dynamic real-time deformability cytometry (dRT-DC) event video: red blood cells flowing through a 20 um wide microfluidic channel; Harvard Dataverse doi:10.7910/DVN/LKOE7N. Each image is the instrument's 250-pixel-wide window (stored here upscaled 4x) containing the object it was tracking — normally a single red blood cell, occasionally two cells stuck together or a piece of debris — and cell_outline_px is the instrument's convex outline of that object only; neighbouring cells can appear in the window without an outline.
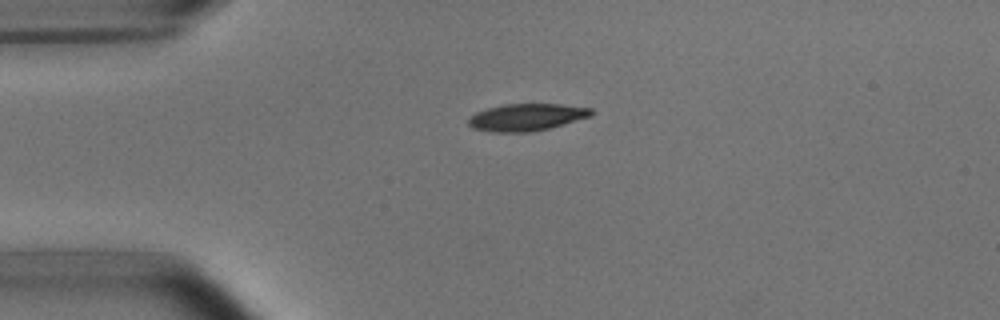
{"species": "common noctule bat (a hibernating species)", "species_latin": "Nyctalus noctula", "temperature_condition": "room temperature", "stored_images_in_passage": 42, "camera_frame_rate_fps": 3000, "um_per_image_px": 0.085, "animal": {"sex": "male", "body_mass_g": 15.6}, "frame": {"image": 1, "passage_image": 2, "time_ms": 0.333, "image_size_px": [1000, 320], "cell_outline_px": [[592, 116], [564, 124], [548, 128], [528, 132], [492, 132], [472, 128], [468, 124], [468, 120], [476, 112], [488, 108], [504, 104], [560, 104], [592, 108]], "centroid_in_image_um": [44.76, 9.96], "position_along_channel_um": 40.2, "area_um2": 19.31}}
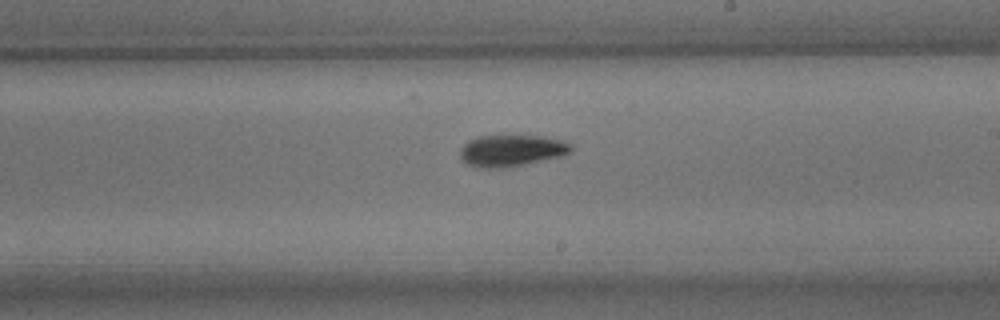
{"frame": {"image": 2, "passage_image": 20, "time_ms": 6.333, "image_size_px": [1000, 320], "cell_outline_px": [[572, 152], [560, 156], [524, 164], [504, 168], [476, 168], [460, 160], [460, 148], [468, 140], [480, 136], [544, 136], [560, 140], [572, 144]], "centroid_in_image_um": [43.44, 12.81], "position_along_channel_um": 245.6, "area_um2": 20.46}}
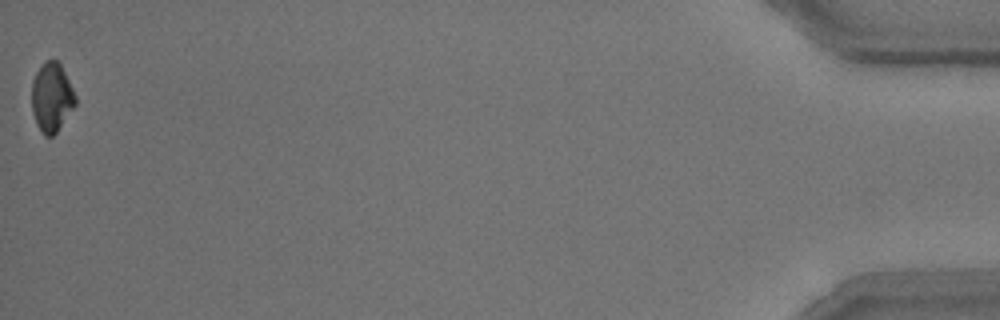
{"frame": {"image": 3, "passage_image": 42, "time_ms": 13.667, "image_size_px": [1000, 320], "cell_outline_px": [[76, 104], [56, 132], [52, 136], [44, 136], [36, 124], [32, 112], [32, 80], [36, 72], [44, 60], [56, 60], [60, 64], [76, 96]], "centroid_in_image_um": [4.37, 8.27], "position_along_channel_um": 430.8, "area_um2": 17.46}, "authors_computed_cell_mechanics": {"area_um2": 19.4497, "velocity_mm_per_s": 3.8115, "shape_relaxation_time_tau1_ms": 2.5068, "shape_relaxation_time_tau2_ms": 4.4606, "deformation_change_tau1": 0.1155, "deformation_change_tau2": 0.1008}}